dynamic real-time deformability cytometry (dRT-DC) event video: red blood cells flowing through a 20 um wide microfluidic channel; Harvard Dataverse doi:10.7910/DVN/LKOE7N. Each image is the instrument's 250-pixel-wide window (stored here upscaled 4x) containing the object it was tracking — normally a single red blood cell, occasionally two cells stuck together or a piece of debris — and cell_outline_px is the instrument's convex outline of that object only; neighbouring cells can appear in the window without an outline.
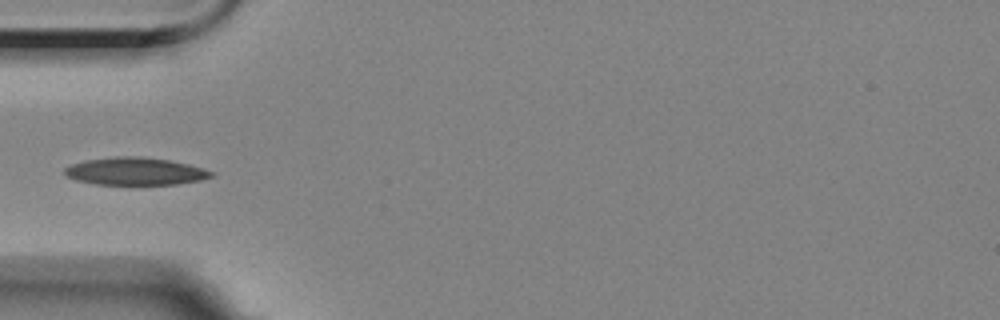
{"species": "Egyptian fruit bat (a non-hibernating species)", "species_latin": "Rousettus aegyptiacus", "temperature_condition": "room temperature", "stored_images_in_passage": 3, "camera_frame_rate_fps": 3000, "um_per_image_px": 0.085, "animal": {"sex": "female"}, "frame": {"image": 1, "passage_image": 3, "time_ms": 3.667, "image_size_px": [1000, 320], "cell_outline_px": [[216, 176], [200, 180], [176, 184], [92, 184], [76, 180], [68, 176], [64, 172], [64, 168], [72, 164], [88, 160], [116, 156], [140, 156], [168, 160], [188, 164], [216, 172]], "centroid_in_image_um": [11.53, 14.56], "position_along_channel_um": 73.5, "area_um2": 23.47}}